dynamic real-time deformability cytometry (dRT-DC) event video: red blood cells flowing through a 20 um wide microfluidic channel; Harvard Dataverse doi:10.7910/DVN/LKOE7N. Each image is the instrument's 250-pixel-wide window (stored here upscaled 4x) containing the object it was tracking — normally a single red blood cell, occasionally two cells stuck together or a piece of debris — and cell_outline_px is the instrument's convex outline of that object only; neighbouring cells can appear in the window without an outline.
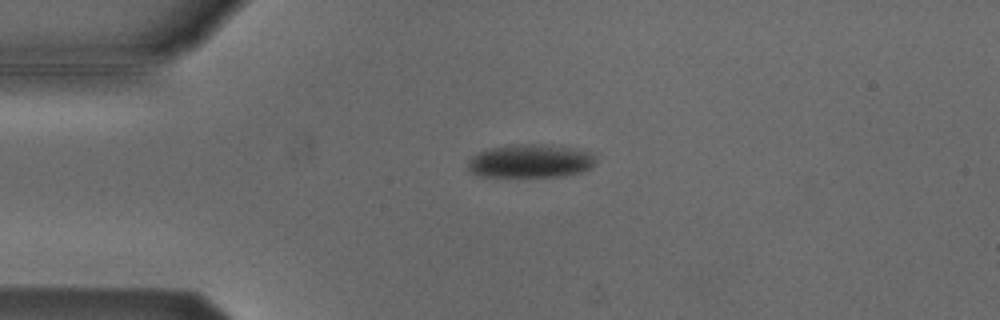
{"species": "Egyptian fruit bat (a non-hibernating species)", "species_latin": "Rousettus aegyptiacus", "temperature_condition": "cold", "stored_images_in_passage": 3, "camera_frame_rate_fps": 3000, "um_per_image_px": 0.085, "animal": {"sex": "male"}, "frame": {"image": 1, "passage_image": 2, "time_ms": 0.333, "image_size_px": [1000, 320], "cell_outline_px": [[596, 164], [592, 168], [580, 172], [564, 176], [480, 176], [468, 172], [468, 160], [472, 156], [488, 148], [520, 144], [544, 144], [568, 148], [588, 152], [596, 160]], "centroid_in_image_um": [45.05, 13.7], "position_along_channel_um": 39.9, "area_um2": 24.68}}